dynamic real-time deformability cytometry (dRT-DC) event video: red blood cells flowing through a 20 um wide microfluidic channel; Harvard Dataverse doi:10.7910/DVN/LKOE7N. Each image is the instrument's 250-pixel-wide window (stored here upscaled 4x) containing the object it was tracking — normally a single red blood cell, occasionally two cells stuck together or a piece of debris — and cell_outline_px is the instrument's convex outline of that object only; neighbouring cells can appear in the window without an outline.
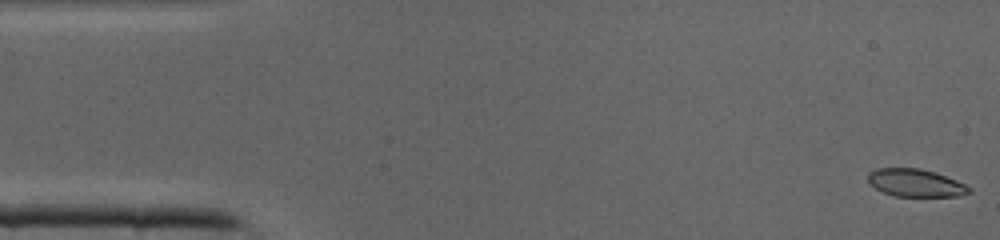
{"species": "common noctule bat (a hibernating species)", "species_latin": "Nyctalus noctula", "temperature_condition": "cold", "stored_images_in_passage": 41, "camera_frame_rate_fps": 3000, "um_per_image_px": 0.085, "animal": {"sex": "male", "body_mass_g": 19.0, "forearm_length_mm": 50.8}, "frame": {"image": 1, "passage_image": 1, "time_ms": 0.0, "image_size_px": [1000, 240], "cell_outline_px": [[972, 192], [960, 196], [896, 196], [884, 192], [876, 188], [868, 180], [868, 172], [876, 168], [920, 168], [936, 172], [956, 180], [972, 188]], "centroid_in_image_um": [77.85, 15.54], "position_along_channel_um": 7.1, "area_um2": 16.3}}
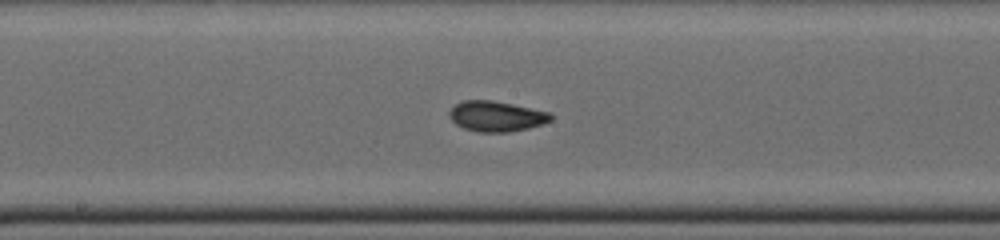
{"frame": {"image": 2, "passage_image": 21, "time_ms": 6.667, "image_size_px": [1000, 240], "cell_outline_px": [[552, 120], [528, 128], [508, 132], [476, 132], [464, 128], [456, 124], [448, 116], [448, 112], [456, 104], [464, 100], [492, 100], [512, 104], [548, 112], [552, 116]], "centroid_in_image_um": [42.14, 9.88], "position_along_channel_um": 206.1, "area_um2": 17.8}}
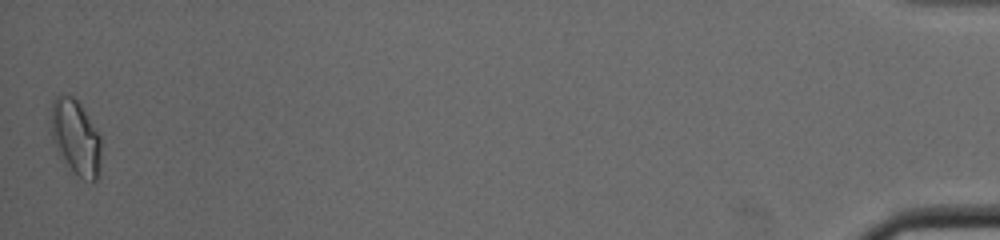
{"frame": {"image": 3, "passage_image": 41, "time_ms": 13.333, "image_size_px": [1000, 240], "cell_outline_px": [[100, 176], [92, 184], [68, 172], [52, 140], [52, 100], [56, 96], [72, 96], [80, 104], [100, 136]], "centroid_in_image_um": [6.45, 11.8], "position_along_channel_um": 428.8, "area_um2": 22.25}}